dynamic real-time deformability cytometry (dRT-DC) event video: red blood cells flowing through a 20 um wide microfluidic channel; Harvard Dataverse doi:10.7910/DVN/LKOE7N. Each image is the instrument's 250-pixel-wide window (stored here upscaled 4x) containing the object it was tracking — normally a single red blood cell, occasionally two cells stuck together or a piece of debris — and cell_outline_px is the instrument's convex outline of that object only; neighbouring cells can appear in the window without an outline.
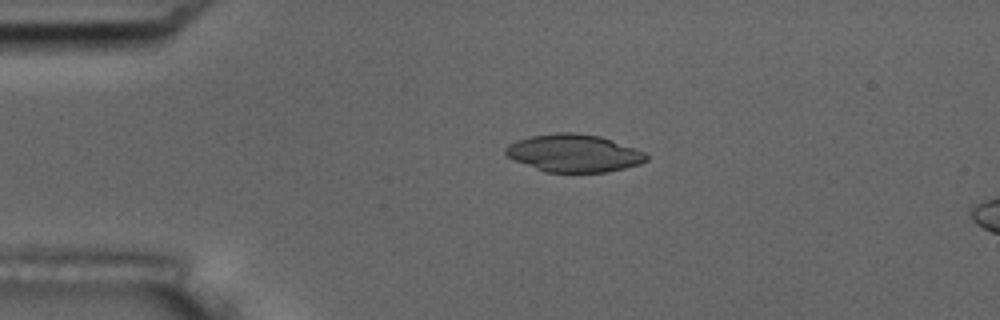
{"species": "common noctule bat (a hibernating species)", "species_latin": "Nyctalus noctula", "temperature_condition": "room temperature", "stored_images_in_passage": 5, "camera_frame_rate_fps": 3000, "um_per_image_px": 0.085, "animal": {"sex": "male", "body_mass_g": 17.5, "forearm_length_mm": 52.3}, "frame": {"image": 1, "passage_image": 3, "time_ms": 2.333, "image_size_px": [1000, 320], "cell_outline_px": [[648, 160], [640, 164], [608, 172], [544, 172], [516, 160], [508, 156], [504, 152], [504, 148], [508, 144], [532, 136], [556, 132], [572, 132], [600, 136], [612, 140], [644, 152], [648, 156]], "centroid_in_image_um": [48.79, 13.02], "position_along_channel_um": 36.2, "area_um2": 30.63}}